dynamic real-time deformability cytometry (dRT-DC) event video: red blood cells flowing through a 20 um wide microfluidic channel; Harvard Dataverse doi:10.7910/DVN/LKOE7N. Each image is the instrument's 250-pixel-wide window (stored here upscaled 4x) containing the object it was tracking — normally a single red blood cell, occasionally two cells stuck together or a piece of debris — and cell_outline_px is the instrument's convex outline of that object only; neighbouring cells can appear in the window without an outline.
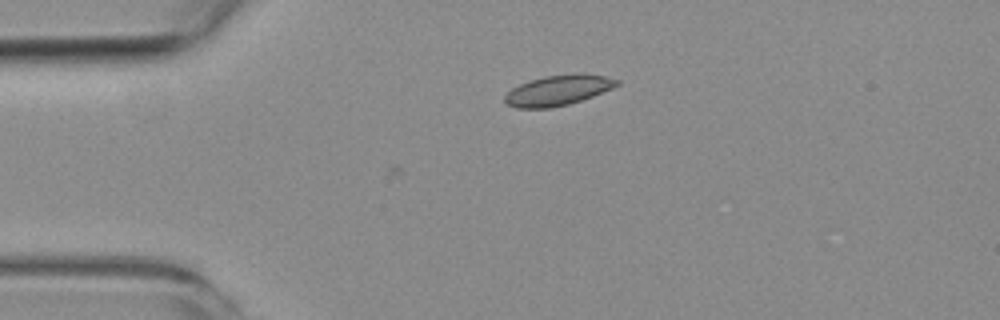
{"species": "common noctule bat (a hibernating species)", "species_latin": "Nyctalus noctula", "temperature_condition": "room temperature", "stored_images_in_passage": 2, "camera_frame_rate_fps": 3000, "um_per_image_px": 0.085, "animal": {"sex": "female", "body_mass_g": 19.3, "forearm_length_mm": 54.1}, "frame": {"image": 1, "passage_image": 1, "time_ms": 0.0, "image_size_px": [1000, 320], "cell_outline_px": [[620, 84], [612, 88], [592, 96], [568, 104], [552, 108], [516, 108], [508, 104], [504, 100], [504, 96], [512, 88], [528, 80], [544, 76], [580, 72], [608, 76], [620, 80]], "centroid_in_image_um": [47.46, 7.65], "position_along_channel_um": 37.5, "area_um2": 20.0}}